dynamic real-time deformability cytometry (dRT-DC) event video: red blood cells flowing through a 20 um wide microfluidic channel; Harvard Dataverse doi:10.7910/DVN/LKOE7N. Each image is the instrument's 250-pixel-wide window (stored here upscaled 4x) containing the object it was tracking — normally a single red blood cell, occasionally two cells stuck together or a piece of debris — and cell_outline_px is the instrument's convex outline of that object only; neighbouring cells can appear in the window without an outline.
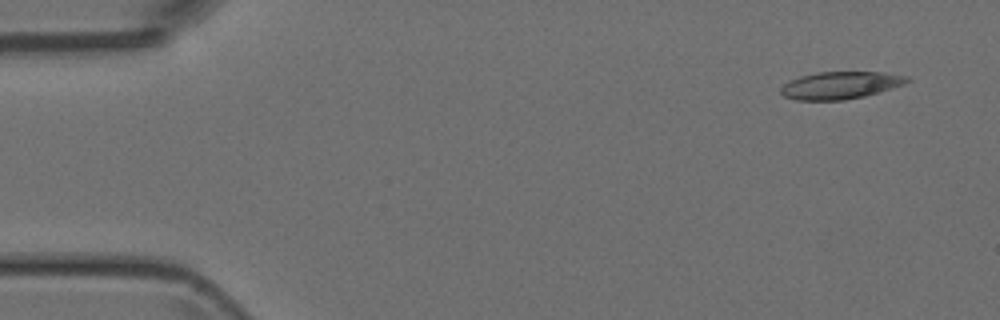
{"species": "Egyptian fruit bat (a non-hibernating species)", "species_latin": "Rousettus aegyptiacus", "temperature_condition": "room temperature", "stored_images_in_passage": 4, "camera_frame_rate_fps": 3000, "um_per_image_px": 0.085, "animal": {"sex": "female"}, "frame": {"image": 1, "passage_image": 1, "time_ms": 0.0, "image_size_px": [1000, 320], "cell_outline_px": [[912, 80], [904, 84], [892, 88], [864, 96], [844, 100], [796, 100], [784, 96], [780, 92], [780, 88], [784, 84], [800, 76], [816, 72], [884, 72], [908, 76]], "centroid_in_image_um": [71.45, 7.24], "position_along_channel_um": 13.6, "area_um2": 20.11}}
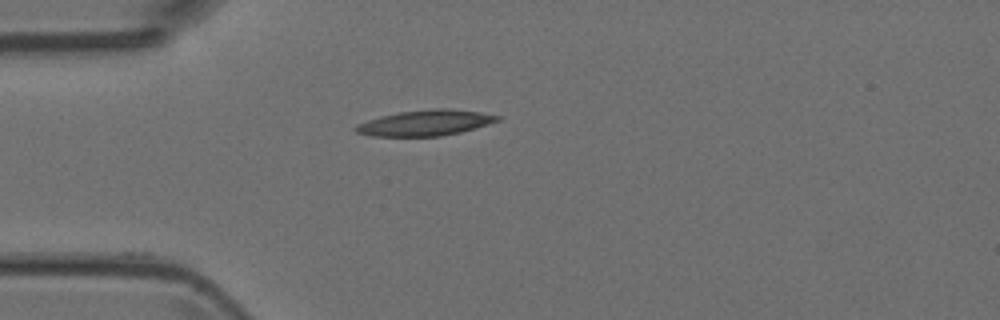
{"frame": {"image": 2, "passage_image": 4, "time_ms": 3.333, "image_size_px": [1000, 320], "cell_outline_px": [[500, 120], [488, 124], [460, 132], [440, 136], [372, 136], [356, 132], [352, 128], [356, 124], [380, 116], [400, 112], [436, 108], [448, 108], [480, 112], [500, 116]], "centroid_in_image_um": [36.13, 10.44], "position_along_channel_um": 48.9, "area_um2": 21.1}}